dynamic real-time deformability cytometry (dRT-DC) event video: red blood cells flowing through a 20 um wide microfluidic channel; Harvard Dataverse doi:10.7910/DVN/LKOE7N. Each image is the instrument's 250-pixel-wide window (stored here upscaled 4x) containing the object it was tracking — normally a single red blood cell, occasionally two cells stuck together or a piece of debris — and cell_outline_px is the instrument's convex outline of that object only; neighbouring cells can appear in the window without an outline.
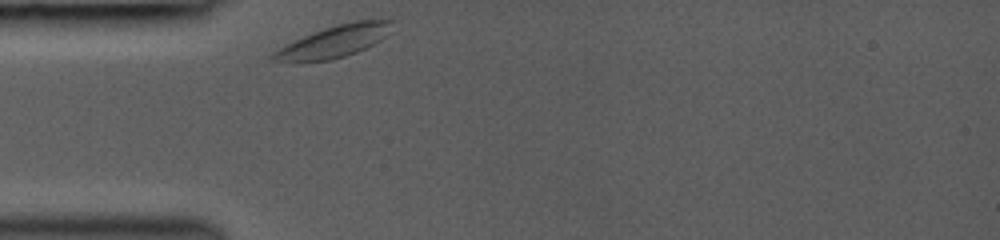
{"species": "common noctule bat (a hibernating species)", "species_latin": "Nyctalus noctula", "temperature_condition": "room temperature", "stored_images_in_passage": 29, "camera_frame_rate_fps": 3000, "um_per_image_px": 0.085, "animal": {"sex": "female", "body_mass_g": 19.0, "forearm_length_mm": 53.3}, "frame": {"image": 1, "passage_image": 1, "time_ms": 0.0, "image_size_px": [1000, 240], "cell_outline_px": [[396, 20], [384, 36], [380, 40], [356, 52], [332, 60], [296, 64], [268, 60], [268, 56], [272, 52], [312, 32], [336, 24], [352, 20]], "centroid_in_image_um": [28.29, 3.56], "position_along_channel_um": 56.7, "area_um2": 22.43}}
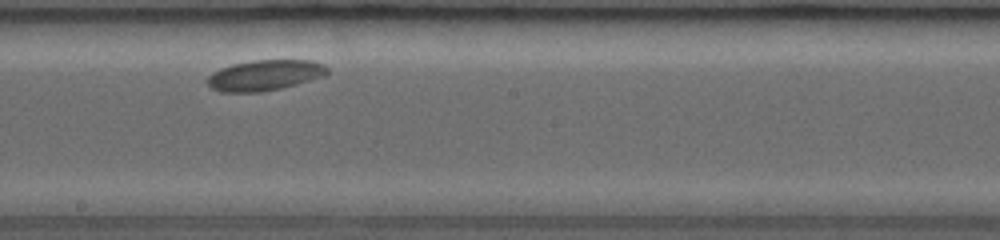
{"frame": {"image": 2, "passage_image": 15, "time_ms": 4.667, "image_size_px": [1000, 240], "cell_outline_px": [[328, 72], [324, 76], [296, 84], [280, 88], [260, 92], [220, 92], [212, 88], [208, 84], [208, 76], [212, 72], [220, 68], [232, 64], [252, 60], [312, 60], [324, 64], [328, 68]], "centroid_in_image_um": [22.5, 6.39], "position_along_channel_um": 225.7, "area_um2": 21.39}}
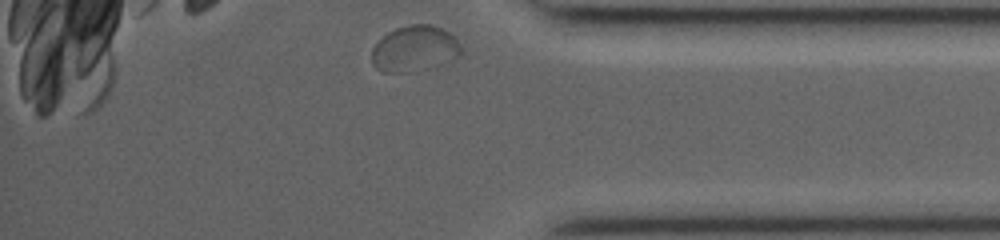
{"frame": {"image": 3, "passage_image": 29, "time_ms": 9.333, "image_size_px": [1000, 240], "cell_outline_px": [[464, 52], [460, 56], [436, 68], [408, 72], [384, 72], [376, 68], [372, 64], [372, 48], [388, 32], [396, 28], [408, 24], [432, 24], [448, 32], [460, 44]], "centroid_in_image_um": [35.28, 4.16], "position_along_channel_um": 399.9, "area_um2": 24.22}, "authors_computed_cell_mechanics": {"area_um2": 20.9814, "velocity_mm_per_s": 3.7535, "shape_relaxation_time_tau1_ms": 1.9484, "shape_relaxation_time_tau2_ms": null, "deformation_change_tau1": 0.0285, "deformation_change_tau2": null}}